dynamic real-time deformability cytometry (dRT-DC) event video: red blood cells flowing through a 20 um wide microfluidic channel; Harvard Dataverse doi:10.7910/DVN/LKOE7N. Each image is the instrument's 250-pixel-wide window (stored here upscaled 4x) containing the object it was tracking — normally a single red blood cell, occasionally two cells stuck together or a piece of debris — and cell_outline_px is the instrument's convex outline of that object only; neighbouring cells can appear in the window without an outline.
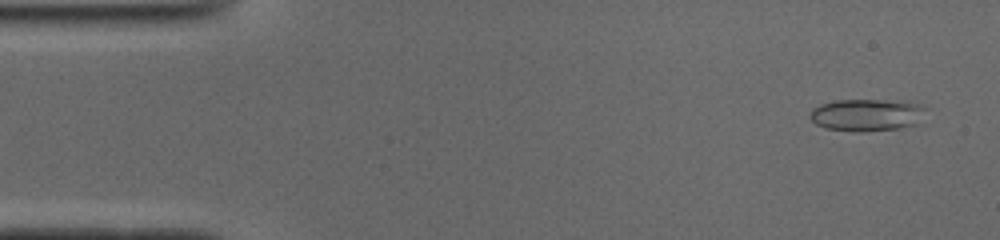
{"species": "common noctule bat (a hibernating species)", "species_latin": "Nyctalus noctula", "temperature_condition": "cold", "stored_images_in_passage": 51, "camera_frame_rate_fps": 3000, "um_per_image_px": 0.085, "animal": {"sex": "male", "body_mass_g": 19.0, "forearm_length_mm": 50.8}, "frame": {"image": 1, "passage_image": 3, "time_ms": 0.667, "image_size_px": [1000, 240], "cell_outline_px": [[928, 108], [916, 124], [900, 128], [860, 132], [856, 132], [824, 128], [816, 124], [808, 116], [812, 108], [820, 104], [836, 100], [880, 100], [920, 104]], "centroid_in_image_um": [73.63, 9.78], "position_along_channel_um": 11.4, "area_um2": 21.73}}
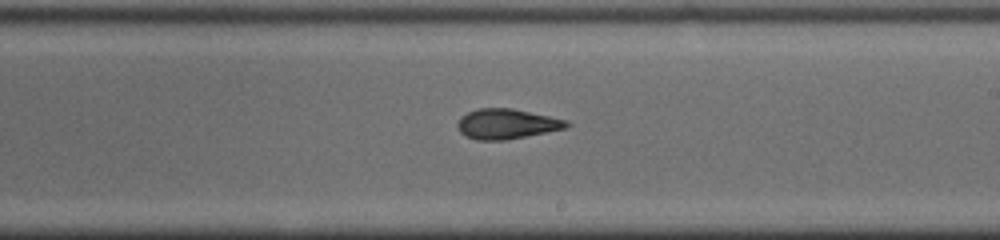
{"frame": {"image": 2, "passage_image": 29, "time_ms": 9.333, "image_size_px": [1000, 240], "cell_outline_px": [[568, 124], [564, 128], [504, 140], [476, 140], [460, 132], [456, 124], [460, 116], [476, 108], [512, 108], [548, 116], [564, 120]], "centroid_in_image_um": [42.96, 10.52], "position_along_channel_um": 246.0, "area_um2": 18.67}}
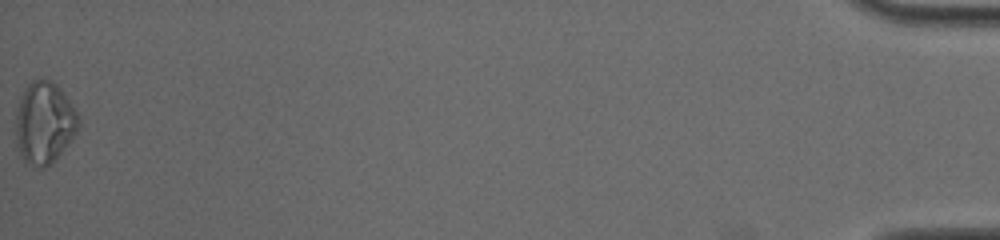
{"frame": {"image": 3, "passage_image": 51, "time_ms": 16.667, "image_size_px": [1000, 240], "cell_outline_px": [[80, 124], [76, 132], [60, 152], [44, 168], [40, 168], [24, 160], [20, 152], [16, 132], [16, 108], [20, 96], [24, 88], [36, 76], [52, 80], [60, 88], [80, 116]], "centroid_in_image_um": [3.76, 10.34], "position_along_channel_um": 431.4, "area_um2": 29.71}, "authors_computed_cell_mechanics": {"area_um2": 19.8832, "velocity_mm_per_s": 3.9344, "shape_relaxation_time_tau1_ms": null, "shape_relaxation_time_tau2_ms": 2.7194, "deformation_change_tau1": null, "deformation_change_tau2": 0.0782}}